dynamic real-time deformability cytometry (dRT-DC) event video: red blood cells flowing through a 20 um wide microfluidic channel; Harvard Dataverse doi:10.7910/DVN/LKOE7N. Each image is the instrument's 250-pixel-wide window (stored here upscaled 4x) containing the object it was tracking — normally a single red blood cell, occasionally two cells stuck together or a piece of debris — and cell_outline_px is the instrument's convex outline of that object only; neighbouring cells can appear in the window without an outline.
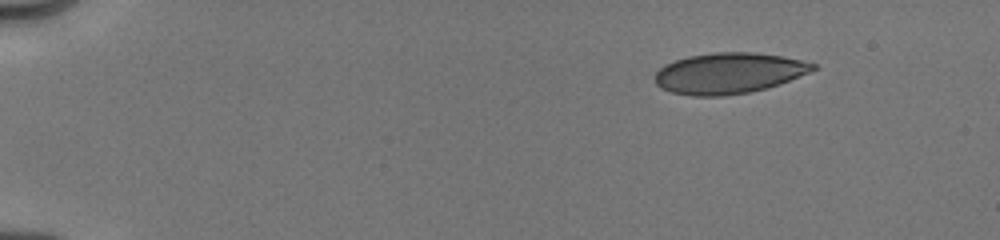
{"species": "human", "species_latin": "Homo sapiens", "temperature_condition": "cold", "stored_images_in_passage": 39, "camera_frame_rate_fps": 3000, "um_per_image_px": 0.085, "donor": {"sex": "male"}, "frame": {"image": 1, "passage_image": 1, "time_ms": 0.0, "image_size_px": [1000, 240], "cell_outline_px": [[816, 68], [808, 72], [780, 84], [748, 92], [724, 96], [692, 96], [672, 92], [660, 88], [656, 84], [656, 72], [664, 64], [688, 56], [716, 52], [752, 52], [780, 56], [800, 60], [816, 64]], "centroid_in_image_um": [61.91, 6.22], "position_along_channel_um": 23.1, "area_um2": 37.28}}
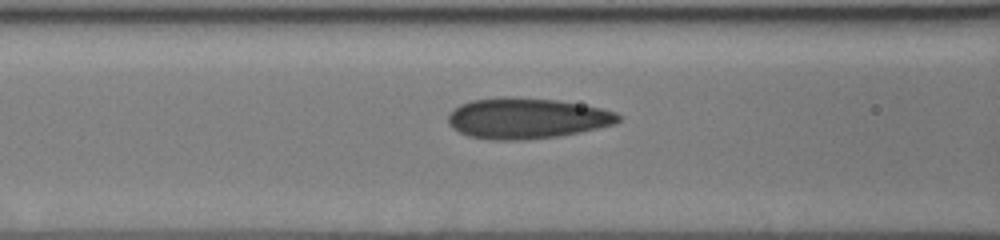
{"frame": {"image": 2, "passage_image": 28, "time_ms": 5.333, "image_size_px": [1000, 240], "cell_outline_px": [[624, 116], [616, 124], [580, 132], [560, 136], [524, 140], [496, 140], [468, 136], [452, 128], [448, 124], [448, 116], [460, 104], [472, 100], [500, 96], [512, 96], [556, 100], [580, 104], [600, 108], [616, 112]], "centroid_in_image_um": [44.79, 10.05], "position_along_channel_um": 121.8, "area_um2": 40.63}}
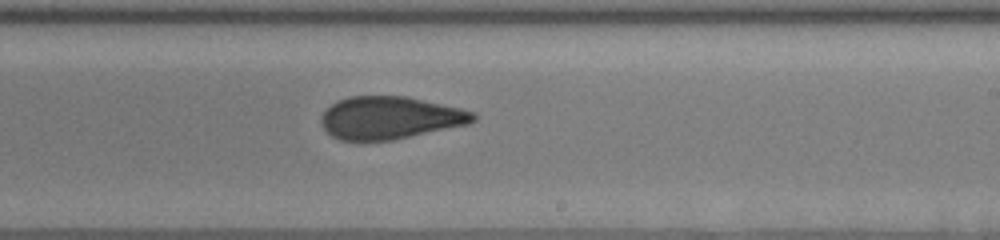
{"frame": {"image": 3, "passage_image": 39, "time_ms": 8.667, "image_size_px": [1000, 240], "cell_outline_px": [[476, 120], [468, 124], [392, 140], [340, 140], [332, 136], [320, 124], [320, 116], [336, 100], [348, 96], [404, 96], [460, 108], [476, 112]], "centroid_in_image_um": [33.12, 10.01], "position_along_channel_um": 255.9, "area_um2": 37.57}}